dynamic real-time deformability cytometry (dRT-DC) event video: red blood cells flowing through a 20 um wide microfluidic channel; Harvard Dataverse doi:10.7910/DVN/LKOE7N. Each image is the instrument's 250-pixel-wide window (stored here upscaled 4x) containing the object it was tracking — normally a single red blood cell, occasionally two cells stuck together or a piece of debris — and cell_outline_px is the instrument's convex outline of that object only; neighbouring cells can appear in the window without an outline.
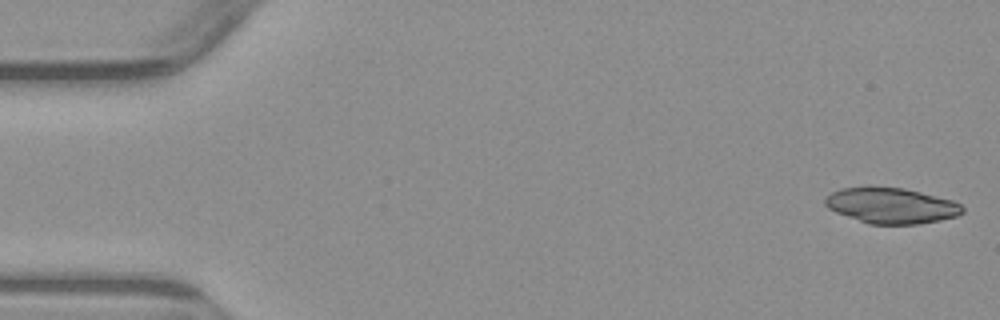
{"species": "common noctule bat (a hibernating species)", "species_latin": "Nyctalus noctula", "temperature_condition": "warm", "stored_images_in_passage": 4, "camera_frame_rate_fps": 3000, "um_per_image_px": 0.085, "animal": {"sex": "male", "body_mass_g": 23.1, "forearm_length_mm": 52.7}, "frame": {"image": 1, "passage_image": 1, "time_ms": 0.0, "image_size_px": [1000, 320], "cell_outline_px": [[964, 212], [956, 216], [940, 220], [916, 224], [868, 224], [836, 212], [828, 208], [824, 204], [824, 200], [832, 192], [840, 188], [868, 184], [904, 188], [952, 200], [960, 204], [964, 208]], "centroid_in_image_um": [75.71, 17.44], "position_along_channel_um": 9.3, "area_um2": 29.02}}